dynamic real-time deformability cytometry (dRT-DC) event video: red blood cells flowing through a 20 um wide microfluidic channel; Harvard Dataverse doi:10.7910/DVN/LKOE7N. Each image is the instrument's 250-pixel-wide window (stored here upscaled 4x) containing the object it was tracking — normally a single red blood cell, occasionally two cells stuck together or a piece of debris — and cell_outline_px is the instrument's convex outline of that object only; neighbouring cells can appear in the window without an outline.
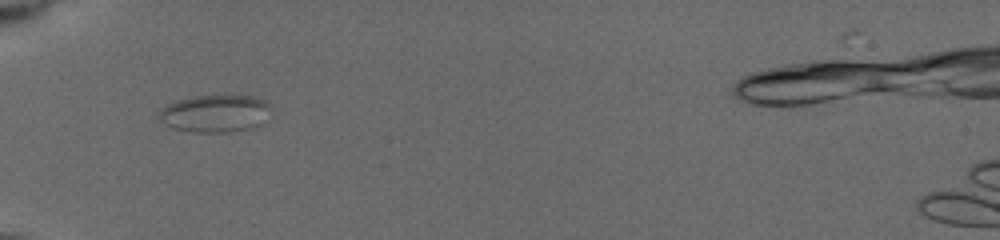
{"species": "common noctule bat (a hibernating species)", "species_latin": "Nyctalus noctula", "temperature_condition": "cold", "stored_images_in_passage": 4, "camera_frame_rate_fps": 3000, "um_per_image_px": 0.085, "animal": {"sex": "female", "body_mass_g": 19.5, "forearm_length_mm": 54.1}, "frame": {"image": 1, "passage_image": 1, "time_ms": 0.0, "image_size_px": [1000, 240], "cell_outline_px": [[268, 108], [260, 124], [248, 128], [228, 132], [192, 132], [172, 128], [164, 124], [160, 120], [160, 108], [176, 100], [196, 96], [252, 96], [264, 100], [268, 104]], "centroid_in_image_um": [18.19, 9.65], "position_along_channel_um": 66.8, "area_um2": 23.87}}
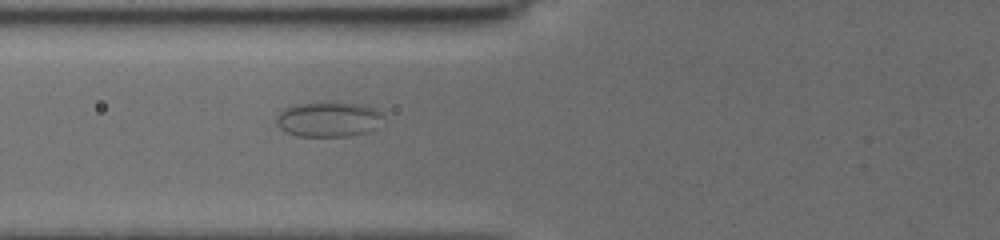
{"frame": {"image": 2, "passage_image": 3, "time_ms": 1.0, "image_size_px": [1000, 240], "cell_outline_px": [[380, 116], [376, 128], [368, 132], [348, 136], [296, 136], [284, 132], [276, 124], [276, 120], [280, 112], [284, 108], [292, 104], [324, 100], [364, 104], [380, 112]], "centroid_in_image_um": [27.85, 10.11], "position_along_channel_um": 98.0, "area_um2": 22.31}}